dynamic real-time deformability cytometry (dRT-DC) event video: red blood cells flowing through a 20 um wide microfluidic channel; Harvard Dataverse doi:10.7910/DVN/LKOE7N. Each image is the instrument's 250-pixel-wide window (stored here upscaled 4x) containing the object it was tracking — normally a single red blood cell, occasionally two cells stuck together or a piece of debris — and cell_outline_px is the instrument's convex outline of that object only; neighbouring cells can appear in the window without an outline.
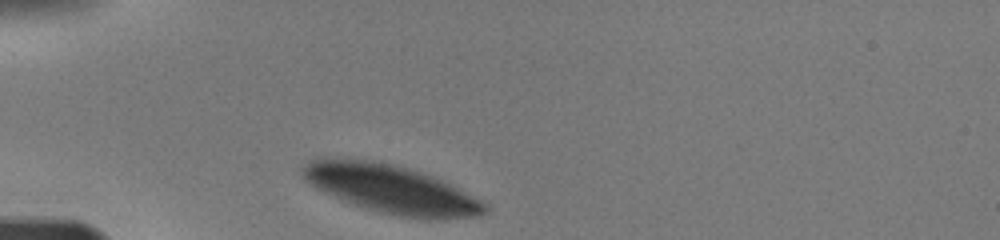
{"species": "human", "species_latin": "Homo sapiens", "temperature_condition": "warm", "stored_images_in_passage": 5, "camera_frame_rate_fps": 3000, "um_per_image_px": 0.085, "donor": {"sex": "male"}, "frame": {"image": 1, "passage_image": 1, "time_ms": 0.0, "image_size_px": [1000, 240], "cell_outline_px": [[488, 212], [480, 216], [440, 220], [424, 220], [396, 216], [376, 212], [352, 204], [324, 192], [316, 188], [304, 180], [300, 176], [300, 168], [304, 164], [320, 156], [332, 156], [372, 160], [392, 164], [408, 168], [444, 180], [488, 204]], "centroid_in_image_um": [33.22, 16.07], "position_along_channel_um": 51.8, "area_um2": 52.66}}
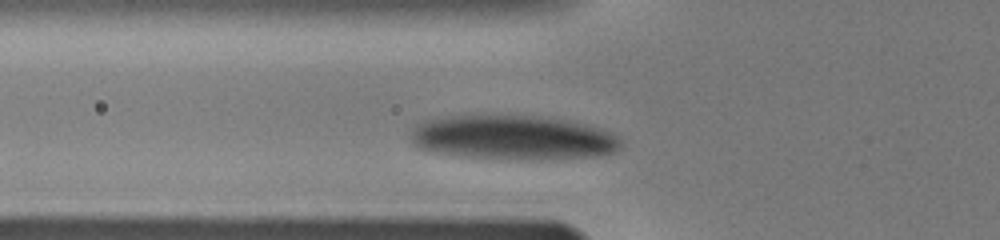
{"frame": {"image": 2, "passage_image": 3, "time_ms": 1.333, "image_size_px": [1000, 240], "cell_outline_px": [[620, 148], [616, 152], [596, 156], [552, 160], [484, 160], [428, 152], [416, 148], [412, 144], [408, 136], [412, 128], [416, 124], [424, 120], [436, 116], [472, 112], [492, 112], [540, 116], [568, 120], [600, 128], [612, 132], [620, 140]], "centroid_in_image_um": [43.44, 11.67], "position_along_channel_um": 82.4, "area_um2": 58.03}}
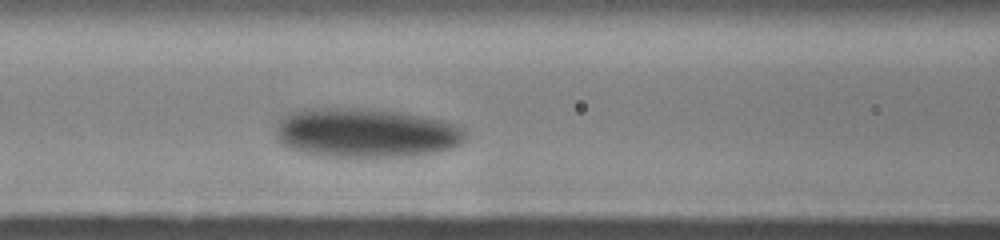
{"frame": {"image": 3, "passage_image": 5, "time_ms": 2.667, "image_size_px": [1000, 240], "cell_outline_px": [[468, 136], [464, 144], [460, 148], [440, 152], [408, 156], [320, 156], [300, 152], [288, 148], [280, 144], [276, 140], [272, 128], [276, 120], [284, 112], [300, 108], [380, 108], [404, 112], [444, 120], [464, 128], [468, 132]], "centroid_in_image_um": [31.07, 11.27], "position_along_channel_um": 135.5, "area_um2": 56.7}}